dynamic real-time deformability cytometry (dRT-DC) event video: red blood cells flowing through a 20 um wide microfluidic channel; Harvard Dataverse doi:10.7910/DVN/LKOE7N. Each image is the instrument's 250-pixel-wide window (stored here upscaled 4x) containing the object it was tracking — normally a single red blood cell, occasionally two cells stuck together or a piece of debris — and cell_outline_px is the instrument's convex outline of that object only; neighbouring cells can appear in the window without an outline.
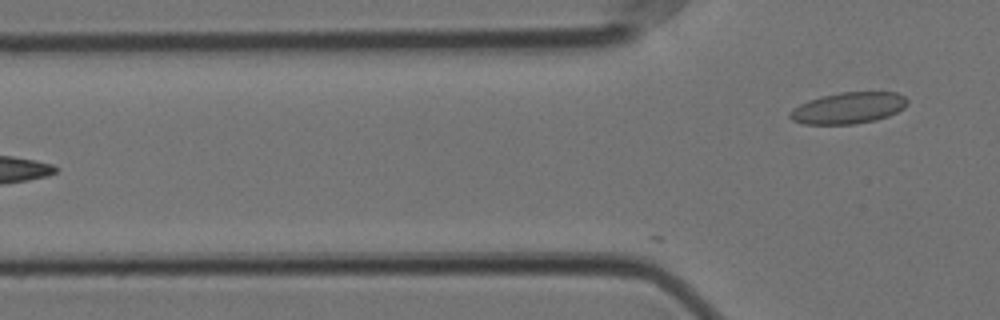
{"species": "Egyptian fruit bat (a non-hibernating species)", "species_latin": "Rousettus aegyptiacus", "temperature_condition": "cold", "stored_images_in_passage": 2, "camera_frame_rate_fps": 3000, "um_per_image_px": 0.085, "animal": {"sex": "female"}, "frame": {"image": 1, "passage_image": 2, "time_ms": 0.333, "image_size_px": [1000, 320], "cell_outline_px": [[908, 104], [904, 108], [888, 116], [876, 120], [852, 124], [804, 124], [792, 120], [788, 116], [788, 112], [792, 108], [808, 100], [820, 96], [840, 92], [896, 92], [904, 96], [908, 100]], "centroid_in_image_um": [72.09, 9.17], "position_along_channel_um": 53.7, "area_um2": 21.62}}